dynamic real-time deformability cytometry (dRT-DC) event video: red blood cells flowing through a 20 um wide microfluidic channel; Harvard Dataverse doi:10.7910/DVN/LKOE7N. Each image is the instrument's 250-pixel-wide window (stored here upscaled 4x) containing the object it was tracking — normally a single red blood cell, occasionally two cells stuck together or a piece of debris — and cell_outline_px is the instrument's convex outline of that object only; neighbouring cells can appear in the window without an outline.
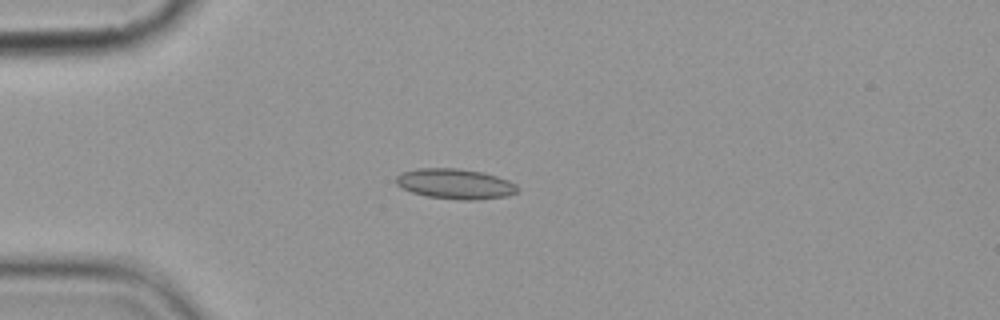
{"species": "common noctule bat (a hibernating species)", "species_latin": "Nyctalus noctula", "temperature_condition": "cold", "stored_images_in_passage": 10, "camera_frame_rate_fps": 3000, "um_per_image_px": 0.085, "animal": {"sex": "female", "body_mass_g": 19.9}, "frame": {"image": 1, "passage_image": 4, "time_ms": 4.667, "image_size_px": [1000, 320], "cell_outline_px": [[516, 192], [508, 196], [476, 200], [460, 200], [428, 196], [412, 192], [396, 184], [396, 176], [400, 172], [416, 168], [456, 168], [484, 172], [508, 180], [516, 184]], "centroid_in_image_um": [38.68, 15.62], "position_along_channel_um": 46.3, "area_um2": 21.39}}
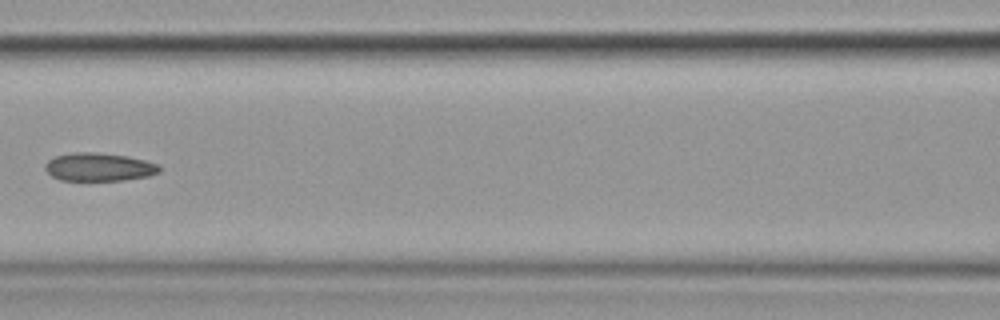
{"frame": {"image": 2, "passage_image": 7, "time_ms": 8.333, "image_size_px": [1000, 320], "cell_outline_px": [[160, 172], [148, 176], [124, 180], [60, 180], [52, 176], [44, 168], [44, 164], [48, 160], [56, 156], [72, 152], [96, 152], [128, 156], [144, 160], [156, 164], [160, 168]], "centroid_in_image_um": [8.39, 14.19], "position_along_channel_um": 158.2, "area_um2": 18.73}}
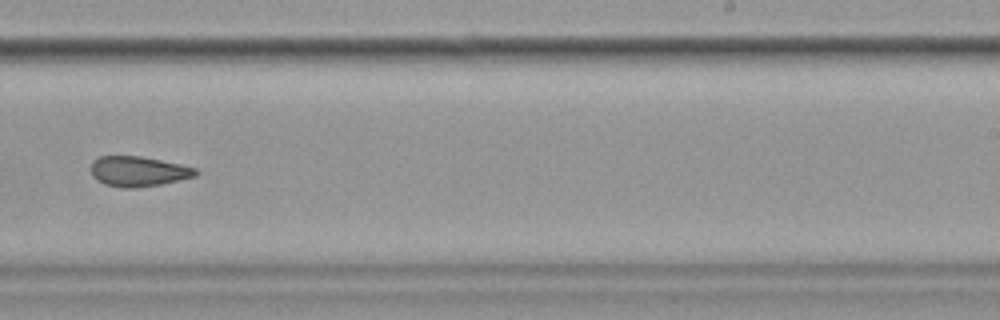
{"frame": {"image": 3, "passage_image": 10, "time_ms": 11.667, "image_size_px": [1000, 320], "cell_outline_px": [[200, 172], [196, 176], [160, 184], [136, 188], [124, 188], [104, 184], [96, 180], [92, 176], [92, 160], [100, 156], [140, 156], [180, 164], [196, 168]], "centroid_in_image_um": [11.75, 14.57], "position_along_channel_um": 277.3, "area_um2": 18.38}}